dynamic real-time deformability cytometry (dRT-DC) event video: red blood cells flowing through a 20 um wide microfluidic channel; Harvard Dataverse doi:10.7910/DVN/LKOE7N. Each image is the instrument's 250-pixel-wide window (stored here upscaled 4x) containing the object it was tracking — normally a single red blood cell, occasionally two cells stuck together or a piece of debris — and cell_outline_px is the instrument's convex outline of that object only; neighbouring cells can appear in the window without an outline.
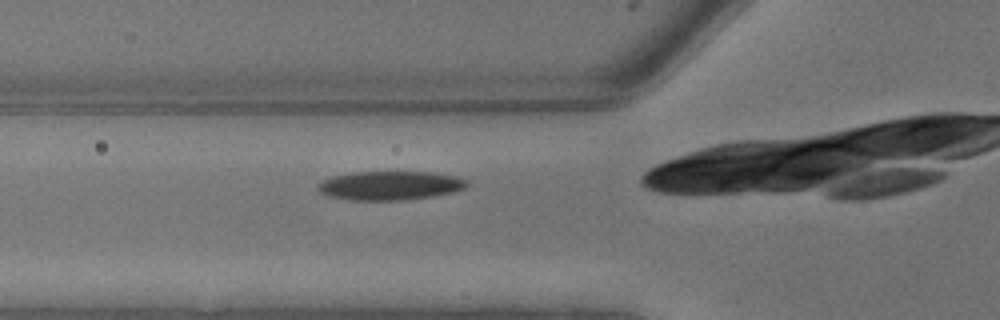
{"species": "common noctule bat (a hibernating species)", "species_latin": "Nyctalus noctula", "temperature_condition": "warm", "stored_images_in_passage": 6, "camera_frame_rate_fps": 3000, "um_per_image_px": 0.085, "animal": {"sex": "male", "body_mass_g": 13.3}, "frame": {"image": 1, "passage_image": 5, "time_ms": 1.333, "image_size_px": [1000, 320], "cell_outline_px": [[468, 184], [464, 188], [452, 192], [432, 196], [404, 200], [348, 200], [328, 196], [320, 192], [316, 188], [316, 184], [332, 176], [352, 172], [432, 172], [456, 176], [468, 180]], "centroid_in_image_um": [33.12, 15.77], "position_along_channel_um": 92.7, "area_um2": 25.2}}